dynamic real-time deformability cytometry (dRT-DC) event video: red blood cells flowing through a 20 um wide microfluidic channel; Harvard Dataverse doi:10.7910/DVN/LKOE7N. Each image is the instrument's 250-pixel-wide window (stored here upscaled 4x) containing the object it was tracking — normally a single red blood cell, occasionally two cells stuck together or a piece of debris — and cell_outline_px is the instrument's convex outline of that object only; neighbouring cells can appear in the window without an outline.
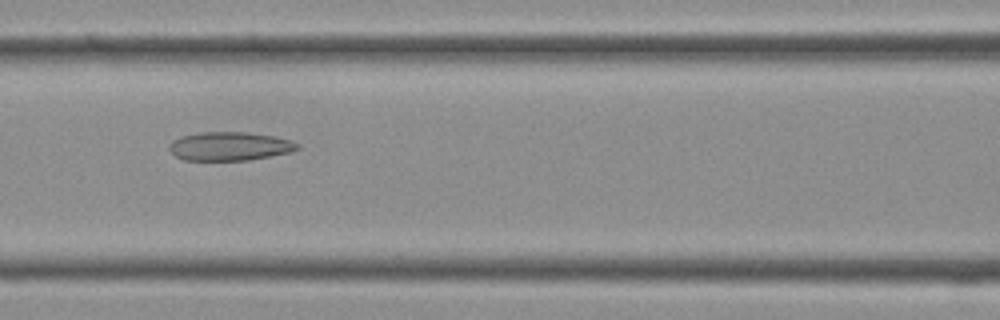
{"species": "Egyptian fruit bat (a non-hibernating species)", "species_latin": "Rousettus aegyptiacus", "temperature_condition": "cold", "stored_images_in_passage": 38, "camera_frame_rate_fps": 3000, "um_per_image_px": 0.085, "frame": {"image": 1, "passage_image": 16, "time_ms": 5.0, "image_size_px": [1000, 320], "cell_outline_px": [[300, 148], [288, 152], [248, 160], [184, 160], [176, 156], [168, 148], [168, 144], [172, 140], [180, 136], [200, 132], [244, 132], [276, 136], [300, 144]], "centroid_in_image_um": [19.48, 12.42], "position_along_channel_um": 147.1, "area_um2": 21.33}}
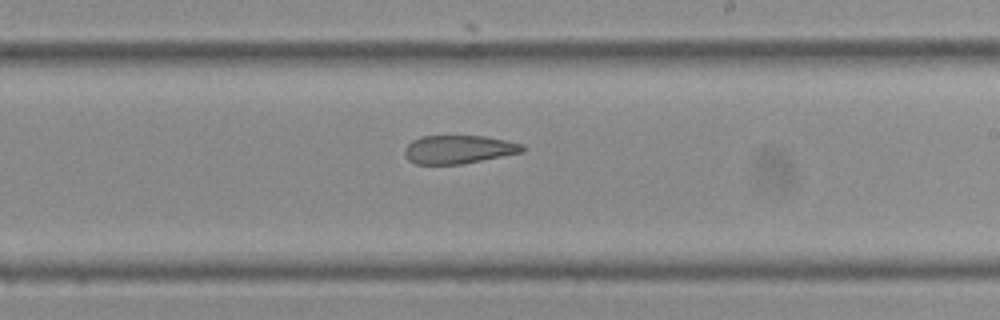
{"frame": {"image": 2, "passage_image": 22, "time_ms": 7.0, "image_size_px": [1000, 320], "cell_outline_px": [[524, 152], [460, 164], [416, 164], [408, 160], [404, 152], [404, 148], [412, 140], [420, 136], [484, 136], [524, 144]], "centroid_in_image_um": [38.96, 12.7], "position_along_channel_um": 250.0, "area_um2": 19.42}}
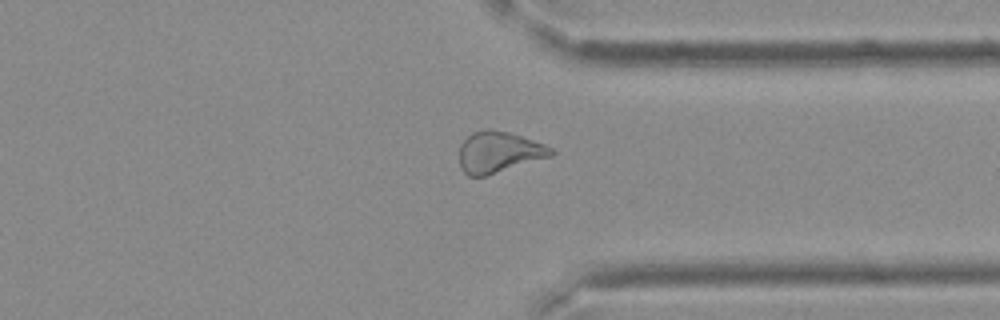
{"frame": {"image": 3, "passage_image": 29, "time_ms": 9.333, "image_size_px": [1000, 320], "cell_outline_px": [[556, 152], [552, 156], [484, 176], [468, 176], [460, 168], [460, 144], [472, 132], [492, 128], [508, 132], [544, 144], [552, 148]], "centroid_in_image_um": [42.39, 12.92], "position_along_channel_um": 369.0, "area_um2": 21.85}}